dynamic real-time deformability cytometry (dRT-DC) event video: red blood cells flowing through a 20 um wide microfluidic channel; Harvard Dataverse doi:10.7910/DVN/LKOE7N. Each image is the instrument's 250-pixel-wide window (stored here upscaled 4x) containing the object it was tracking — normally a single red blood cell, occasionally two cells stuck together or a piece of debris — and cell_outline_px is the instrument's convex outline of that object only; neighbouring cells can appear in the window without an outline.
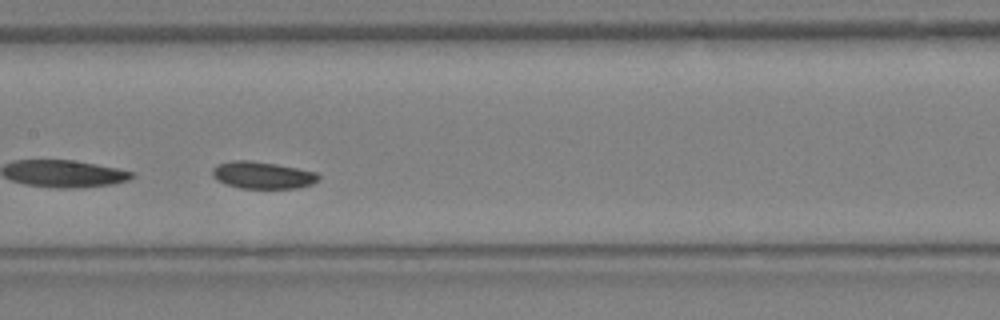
{"species": "Egyptian fruit bat (a non-hibernating species)", "species_latin": "Rousettus aegyptiacus", "temperature_condition": "warm", "stored_images_in_passage": 27, "segment_of_instrument_passage": [2, 2], "camera_frame_rate_fps": 3000, "um_per_image_px": 0.085, "animal": {"sex": "female"}, "frame": {"image": 1, "passage_image": 12, "time_ms": 3.667, "image_size_px": [1000, 320], "cell_outline_px": [[320, 180], [312, 184], [296, 188], [240, 188], [216, 180], [212, 176], [212, 168], [216, 164], [232, 160], [252, 160], [276, 164], [316, 172], [320, 176]], "centroid_in_image_um": [22.3, 14.88], "position_along_channel_um": 185.1, "area_um2": 16.82}}
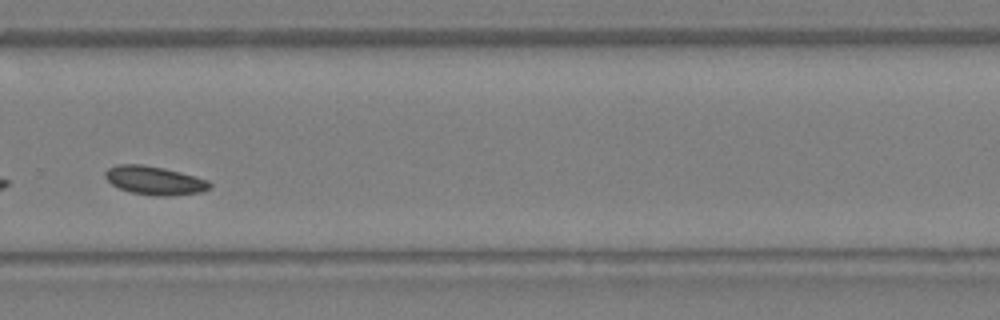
{"frame": {"image": 2, "passage_image": 18, "time_ms": 5.667, "image_size_px": [1000, 320], "cell_outline_px": [[212, 188], [200, 192], [168, 196], [156, 196], [132, 192], [120, 188], [112, 184], [104, 176], [104, 172], [108, 168], [116, 164], [144, 164], [164, 168], [180, 172], [208, 180], [212, 184]], "centroid_in_image_um": [13.14, 15.33], "position_along_channel_um": 316.7, "area_um2": 17.4}}
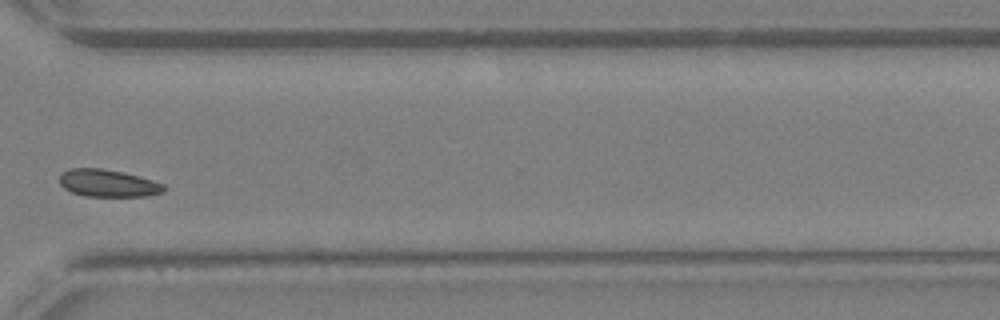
{"frame": {"image": 3, "passage_image": 20, "time_ms": 6.333, "image_size_px": [1000, 320], "cell_outline_px": [[164, 192], [148, 196], [84, 196], [72, 192], [64, 188], [60, 184], [60, 172], [72, 168], [100, 168], [120, 172], [152, 180], [164, 184]], "centroid_in_image_um": [9.15, 15.58], "position_along_channel_um": 361.5, "area_um2": 16.47}}